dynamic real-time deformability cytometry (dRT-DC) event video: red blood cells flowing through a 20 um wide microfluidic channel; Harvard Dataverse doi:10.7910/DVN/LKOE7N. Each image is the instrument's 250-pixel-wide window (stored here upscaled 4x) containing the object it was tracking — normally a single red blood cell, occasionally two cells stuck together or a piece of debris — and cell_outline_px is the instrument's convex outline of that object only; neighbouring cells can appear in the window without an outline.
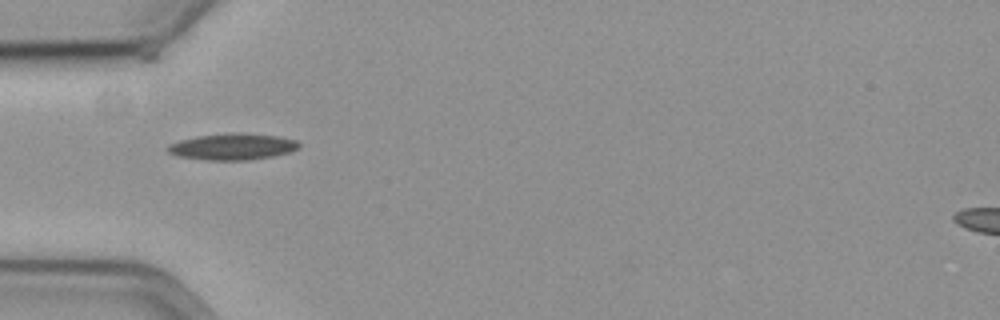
{"species": "common noctule bat (a hibernating species)", "species_latin": "Nyctalus noctula", "temperature_condition": "cold", "stored_images_in_passage": 40, "camera_frame_rate_fps": 3000, "um_per_image_px": 0.085, "animal": {"sex": "female", "body_mass_g": 19.3, "forearm_length_mm": 54.1}, "frame": {"image": 1, "passage_image": 1, "time_ms": 0.0, "image_size_px": [1000, 320], "cell_outline_px": [[300, 144], [296, 148], [288, 152], [272, 156], [244, 160], [208, 160], [180, 156], [168, 152], [168, 144], [180, 140], [196, 136], [224, 132], [244, 132], [276, 136], [296, 140]], "centroid_in_image_um": [19.73, 12.44], "position_along_channel_um": 65.3, "area_um2": 20.11}}
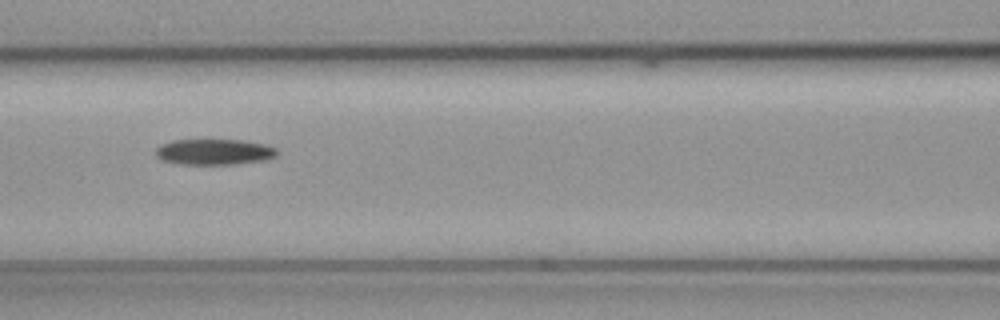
{"frame": {"image": 2, "passage_image": 8, "time_ms": 2.333, "image_size_px": [1000, 320], "cell_outline_px": [[276, 156], [264, 160], [236, 164], [180, 164], [164, 160], [156, 156], [156, 148], [160, 144], [172, 140], [244, 140], [264, 144], [276, 148]], "centroid_in_image_um": [18.2, 12.9], "position_along_channel_um": 148.4, "area_um2": 18.15}}
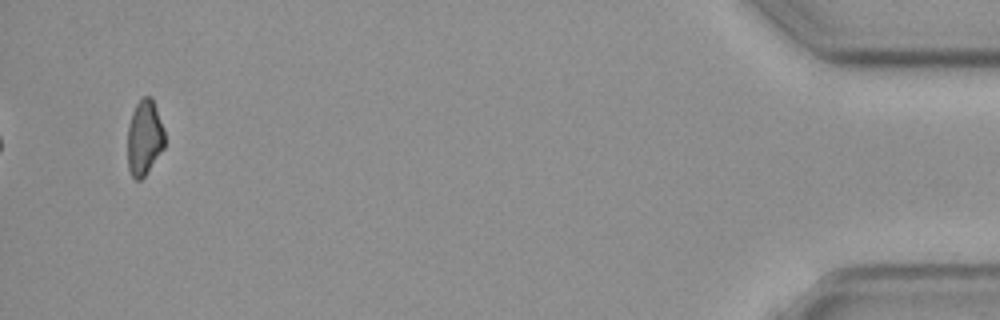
{"frame": {"image": 3, "passage_image": 38, "time_ms": 12.333, "image_size_px": [1000, 320], "cell_outline_px": [[164, 148], [144, 176], [140, 180], [136, 180], [132, 176], [128, 168], [128, 124], [132, 112], [136, 104], [144, 96], [152, 96], [164, 128]], "centroid_in_image_um": [12.27, 11.68], "position_along_channel_um": 422.9, "area_um2": 16.3}}